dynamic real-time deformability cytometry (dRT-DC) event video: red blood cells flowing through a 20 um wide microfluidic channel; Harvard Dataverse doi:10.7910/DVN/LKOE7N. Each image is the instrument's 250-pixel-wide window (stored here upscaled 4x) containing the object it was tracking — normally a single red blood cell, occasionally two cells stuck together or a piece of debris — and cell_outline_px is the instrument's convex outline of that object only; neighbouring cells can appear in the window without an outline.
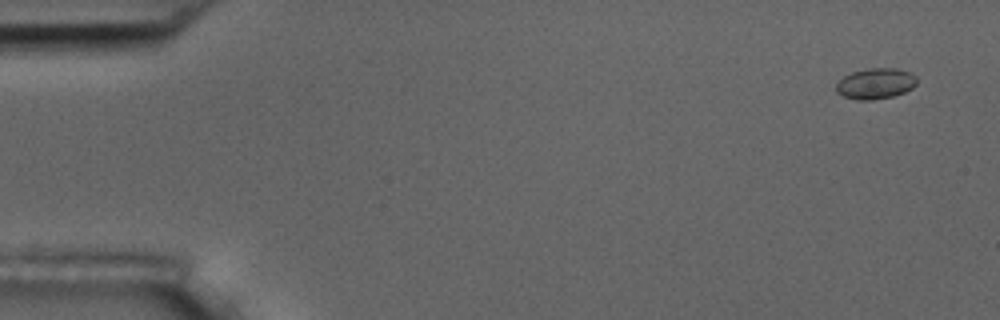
{"species": "common noctule bat (a hibernating species)", "species_latin": "Nyctalus noctula", "temperature_condition": "room temperature", "stored_images_in_passage": 5, "camera_frame_rate_fps": 3000, "um_per_image_px": 0.085, "animal": {"sex": "male", "body_mass_g": 17.5, "forearm_length_mm": 52.3}, "frame": {"image": 1, "passage_image": 1, "time_ms": 0.0, "image_size_px": [1000, 320], "cell_outline_px": [[916, 84], [912, 88], [904, 92], [892, 96], [872, 100], [856, 100], [844, 96], [836, 92], [836, 84], [844, 76], [852, 72], [868, 68], [896, 68], [908, 72], [916, 76]], "centroid_in_image_um": [74.41, 7.1], "position_along_channel_um": 10.6, "area_um2": 14.39}}
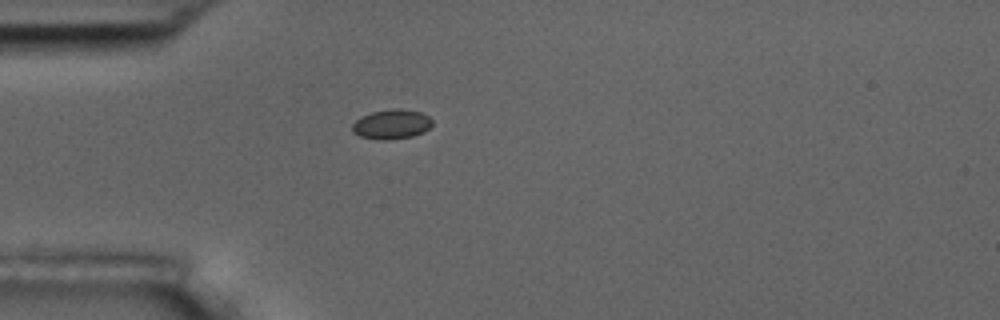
{"frame": {"image": 2, "passage_image": 5, "time_ms": 4.333, "image_size_px": [1000, 320], "cell_outline_px": [[432, 124], [424, 132], [412, 136], [388, 140], [380, 140], [360, 136], [352, 132], [352, 124], [360, 116], [372, 112], [396, 108], [420, 112], [428, 116], [432, 120]], "centroid_in_image_um": [33.26, 10.56], "position_along_channel_um": 51.7, "area_um2": 13.76}}